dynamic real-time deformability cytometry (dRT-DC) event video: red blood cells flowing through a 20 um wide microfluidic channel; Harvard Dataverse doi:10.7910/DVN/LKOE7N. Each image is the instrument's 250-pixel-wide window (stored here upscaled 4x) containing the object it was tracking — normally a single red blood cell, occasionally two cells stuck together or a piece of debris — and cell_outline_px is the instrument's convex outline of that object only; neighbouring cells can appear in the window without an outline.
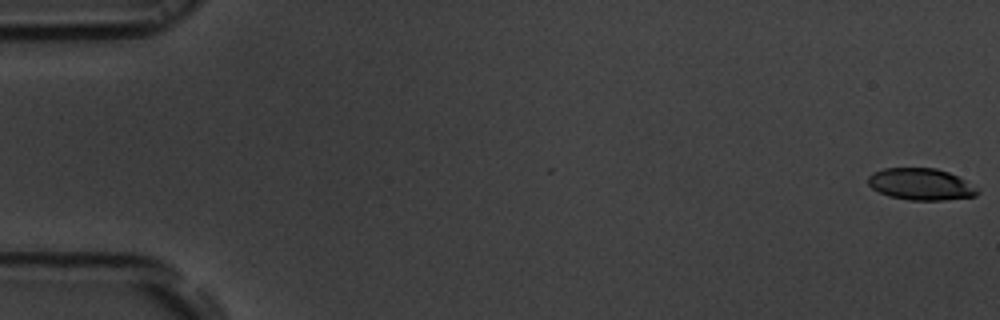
{"species": "common noctule bat (a hibernating species)", "species_latin": "Nyctalus noctula", "temperature_condition": "room temperature", "stored_images_in_passage": 55, "camera_frame_rate_fps": 3000, "um_per_image_px": 0.085, "animal": {"sex": "male", "body_mass_g": 19.5, "forearm_length_mm": 54.6}, "frame": {"image": 1, "passage_image": 1, "time_ms": 0.0, "image_size_px": [1000, 320], "cell_outline_px": [[980, 192], [976, 196], [944, 200], [908, 200], [888, 196], [872, 188], [868, 184], [868, 176], [872, 172], [884, 168], [936, 168], [948, 172], [980, 188]], "centroid_in_image_um": [78.28, 15.66], "position_along_channel_um": 6.7, "area_um2": 20.35}}
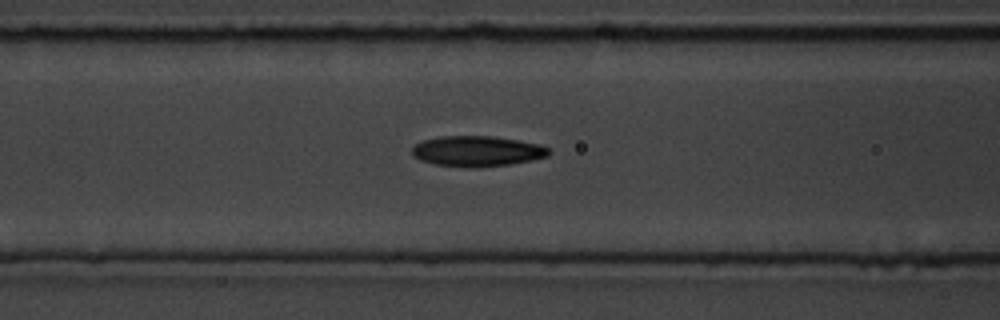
{"frame": {"image": 2, "passage_image": 23, "time_ms": 7.333, "image_size_px": [1000, 320], "cell_outline_px": [[552, 152], [548, 156], [532, 160], [512, 164], [476, 168], [472, 168], [432, 164], [420, 160], [412, 156], [412, 148], [416, 144], [424, 140], [440, 136], [492, 136], [540, 144], [548, 148]], "centroid_in_image_um": [40.56, 12.86], "position_along_channel_um": 126.0, "area_um2": 24.51}}
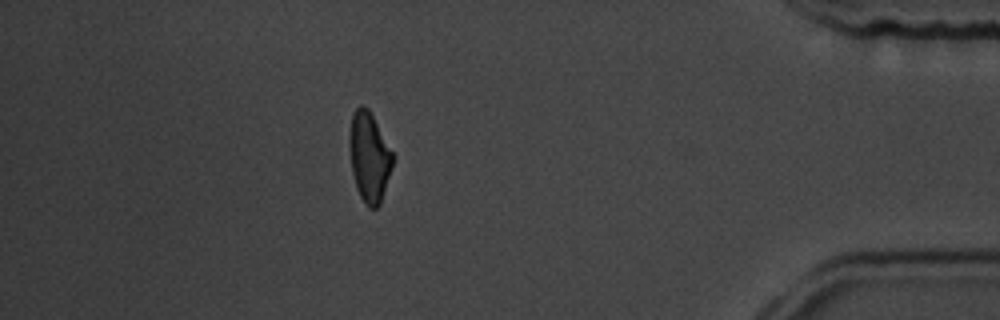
{"frame": {"image": 3, "passage_image": 49, "time_ms": 16.0, "image_size_px": [1000, 320], "cell_outline_px": [[396, 156], [380, 204], [376, 208], [368, 208], [364, 204], [356, 188], [352, 172], [348, 144], [348, 136], [352, 116], [356, 108], [360, 104], [364, 104], [368, 108]], "centroid_in_image_um": [31.39, 13.34], "position_along_channel_um": 403.8, "area_um2": 23.12}, "authors_computed_cell_mechanics": {"area_um2": 23.2356, "velocity_mm_per_s": 3.7235, "shape_relaxation_time_tau1_ms": 3.9132, "shape_relaxation_time_tau2_ms": 3.3797, "deformation_change_tau1": 0.1607, "deformation_change_tau2": 0.1073}}